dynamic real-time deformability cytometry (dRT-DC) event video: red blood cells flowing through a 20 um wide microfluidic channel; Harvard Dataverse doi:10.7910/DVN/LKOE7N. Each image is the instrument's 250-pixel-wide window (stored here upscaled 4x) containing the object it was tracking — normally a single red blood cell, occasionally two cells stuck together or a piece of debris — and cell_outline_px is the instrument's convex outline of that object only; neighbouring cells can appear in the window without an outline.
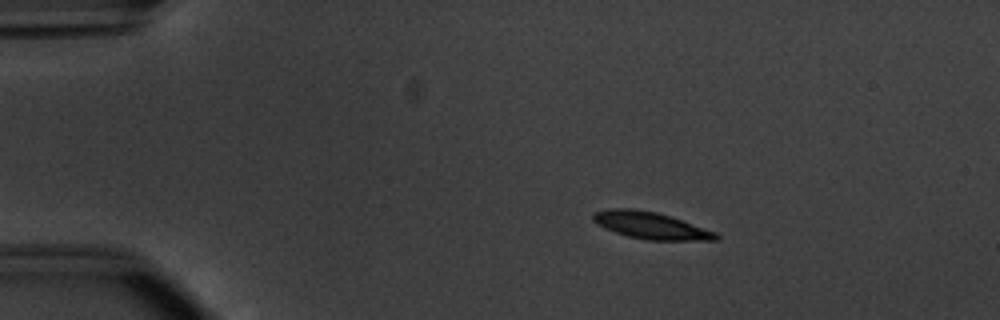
{"species": "common noctule bat (a hibernating species)", "species_latin": "Nyctalus noctula", "temperature_condition": "warm", "stored_images_in_passage": 53, "camera_frame_rate_fps": 3000, "um_per_image_px": 0.085, "animal": {"sex": "male", "body_mass_g": 20.1, "forearm_length_mm": 53.5}, "frame": {"image": 1, "passage_image": 9, "time_ms": 2.667, "image_size_px": [1000, 320], "cell_outline_px": [[720, 240], [648, 240], [628, 236], [604, 228], [596, 224], [592, 220], [592, 216], [596, 212], [608, 208], [632, 208], [656, 212], [672, 216], [716, 232], [720, 236]], "centroid_in_image_um": [55.32, 19.16], "position_along_channel_um": 29.7, "area_um2": 19.36}}
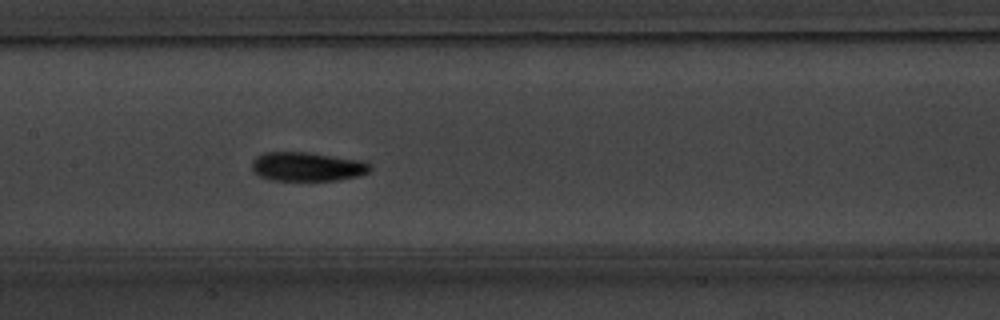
{"frame": {"image": 2, "passage_image": 26, "time_ms": 8.333, "image_size_px": [1000, 320], "cell_outline_px": [[372, 168], [368, 172], [360, 176], [336, 180], [272, 180], [260, 176], [252, 168], [252, 160], [256, 156], [264, 152], [308, 152], [364, 160], [372, 164]], "centroid_in_image_um": [26.16, 14.15], "position_along_channel_um": 181.2, "area_um2": 20.17}}
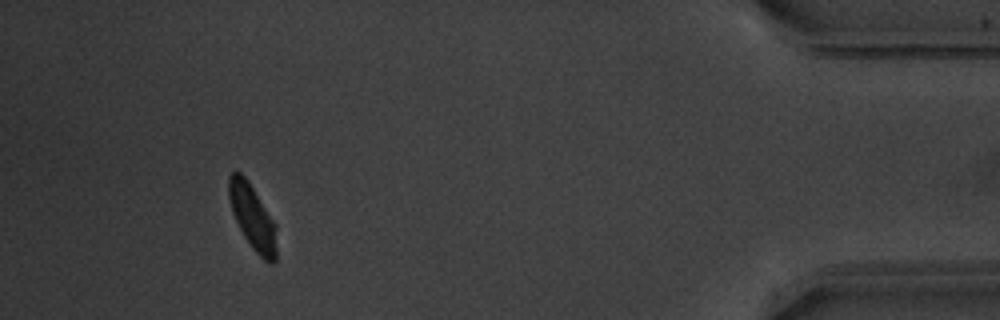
{"frame": {"image": 3, "passage_image": 49, "time_ms": 16.0, "image_size_px": [1000, 320], "cell_outline_px": [[276, 260], [272, 264], [268, 264], [252, 248], [244, 236], [232, 212], [228, 196], [228, 176], [232, 172], [240, 172], [248, 180], [276, 224]], "centroid_in_image_um": [21.47, 18.46], "position_along_channel_um": 413.7, "area_um2": 18.09}, "authors_computed_cell_mechanics": {"area_um2": 18.785, "velocity_mm_per_s": 3.7927, "shape_relaxation_time_tau1_ms": 2.2962, "shape_relaxation_time_tau2_ms": 2.8791, "deformation_change_tau1": 0.1232, "deformation_change_tau2": 0.0709}}